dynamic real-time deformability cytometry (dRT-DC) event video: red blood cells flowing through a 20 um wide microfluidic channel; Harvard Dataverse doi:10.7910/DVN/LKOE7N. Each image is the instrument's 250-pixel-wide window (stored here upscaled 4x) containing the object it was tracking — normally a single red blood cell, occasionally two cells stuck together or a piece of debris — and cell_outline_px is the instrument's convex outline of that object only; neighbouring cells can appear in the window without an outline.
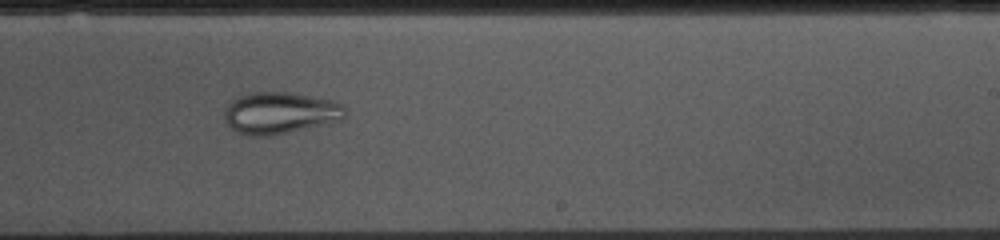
{"species": "common noctule bat (a hibernating species)", "species_latin": "Nyctalus noctula", "temperature_condition": "cold", "stored_images_in_passage": 53, "camera_frame_rate_fps": 3000, "um_per_image_px": 0.085, "animal": {"sex": "female", "body_mass_g": 10.0, "forearm_length_mm": 53.1}, "frame": {"image": 1, "passage_image": 31, "time_ms": 10.0, "image_size_px": [1000, 240], "cell_outline_px": [[344, 120], [288, 132], [268, 136], [252, 136], [236, 132], [228, 124], [224, 116], [224, 112], [228, 104], [232, 100], [240, 96], [252, 92], [284, 92], [332, 100], [344, 104]], "centroid_in_image_um": [23.8, 9.61], "position_along_channel_um": 265.2, "area_um2": 29.13}}
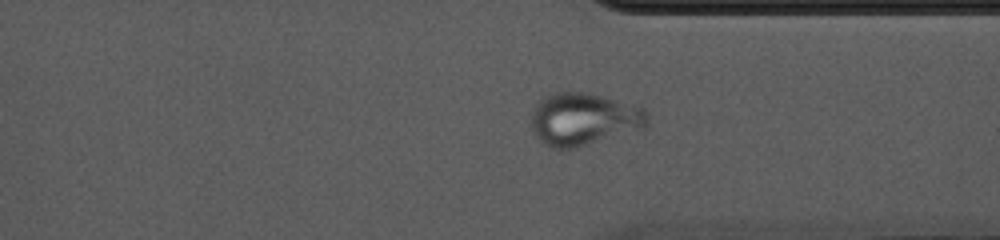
{"frame": {"image": 2, "passage_image": 39, "time_ms": 12.667, "image_size_px": [1000, 240], "cell_outline_px": [[648, 124], [640, 128], [576, 148], [552, 148], [544, 144], [536, 136], [532, 128], [532, 108], [544, 96], [556, 92], [588, 92], [604, 96], [644, 108], [648, 112]], "centroid_in_image_um": [49.59, 10.11], "position_along_channel_um": 361.8, "area_um2": 35.32}}
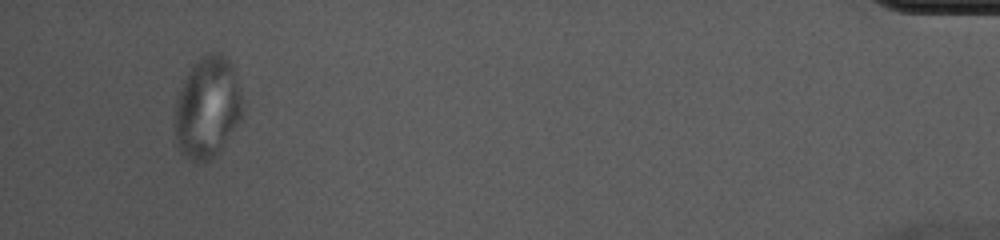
{"frame": {"image": 3, "passage_image": 50, "time_ms": 16.333, "image_size_px": [1000, 240], "cell_outline_px": [[244, 104], [240, 120], [216, 156], [204, 164], [196, 164], [188, 160], [180, 152], [176, 144], [176, 100], [184, 80], [188, 72], [196, 60], [212, 52], [220, 52], [232, 64], [236, 76]], "centroid_in_image_um": [17.64, 9.19], "position_along_channel_um": 417.6, "area_um2": 40.23}}